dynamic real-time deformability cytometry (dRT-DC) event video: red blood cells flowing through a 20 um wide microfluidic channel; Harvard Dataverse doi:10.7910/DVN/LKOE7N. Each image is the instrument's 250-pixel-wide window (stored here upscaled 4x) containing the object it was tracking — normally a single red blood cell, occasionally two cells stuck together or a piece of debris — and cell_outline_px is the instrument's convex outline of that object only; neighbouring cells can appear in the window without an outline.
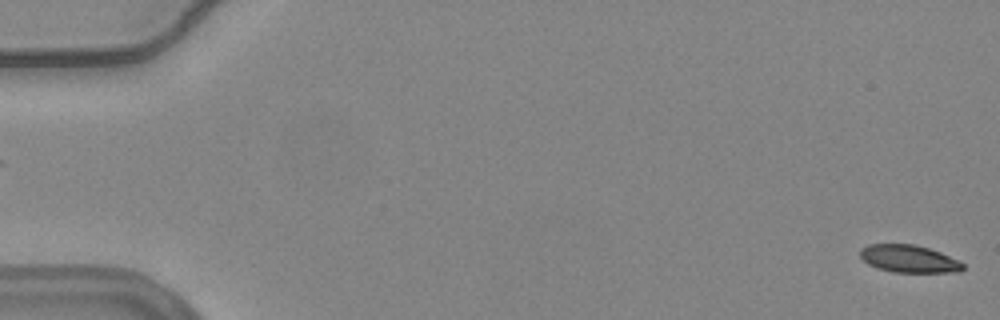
{"species": "common noctule bat (a hibernating species)", "species_latin": "Nyctalus noctula", "temperature_condition": "warm", "stored_images_in_passage": 56, "camera_frame_rate_fps": 3000, "um_per_image_px": 0.085, "animal": {"sex": "female", "body_mass_g": 24.6, "forearm_length_mm": 56.2}, "frame": {"image": 1, "passage_image": 1, "time_ms": 0.0, "image_size_px": [1000, 320], "cell_outline_px": [[964, 268], [960, 272], [892, 272], [876, 268], [868, 264], [860, 256], [860, 248], [868, 244], [916, 244], [940, 252], [960, 260], [964, 264]], "centroid_in_image_um": [77.26, 21.99], "position_along_channel_um": 7.7, "area_um2": 16.65}}
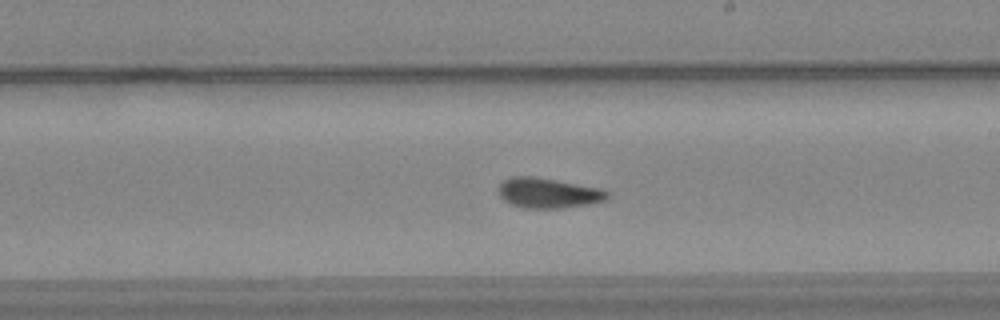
{"frame": {"image": 2, "passage_image": 33, "time_ms": 10.667, "image_size_px": [1000, 320], "cell_outline_px": [[608, 196], [604, 200], [588, 204], [564, 208], [524, 208], [512, 204], [504, 200], [500, 196], [500, 184], [504, 180], [512, 176], [532, 176], [556, 180], [600, 188], [608, 192]], "centroid_in_image_um": [46.59, 16.4], "position_along_channel_um": 242.4, "area_um2": 18.84}}
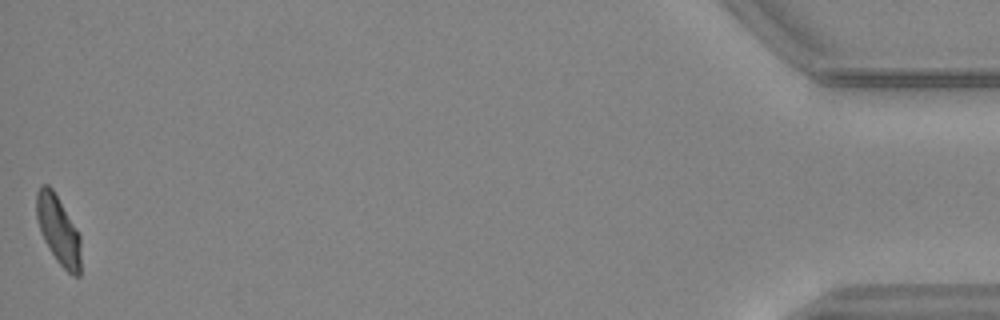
{"frame": {"image": 3, "passage_image": 56, "time_ms": 18.333, "image_size_px": [1000, 320], "cell_outline_px": [[80, 276], [72, 276], [56, 260], [44, 240], [40, 232], [36, 216], [36, 192], [40, 184], [48, 184], [52, 188], [80, 236]], "centroid_in_image_um": [4.93, 19.55], "position_along_channel_um": 430.3, "area_um2": 17.57}, "authors_computed_cell_mechanics": {"area_um2": 18.4382, "velocity_mm_per_s": 3.7064, "shape_relaxation_time_tau1_ms": 5.8903, "shape_relaxation_time_tau2_ms": 2.3042, "deformation_change_tau1": 0.1711, "deformation_change_tau2": 0.0811}}